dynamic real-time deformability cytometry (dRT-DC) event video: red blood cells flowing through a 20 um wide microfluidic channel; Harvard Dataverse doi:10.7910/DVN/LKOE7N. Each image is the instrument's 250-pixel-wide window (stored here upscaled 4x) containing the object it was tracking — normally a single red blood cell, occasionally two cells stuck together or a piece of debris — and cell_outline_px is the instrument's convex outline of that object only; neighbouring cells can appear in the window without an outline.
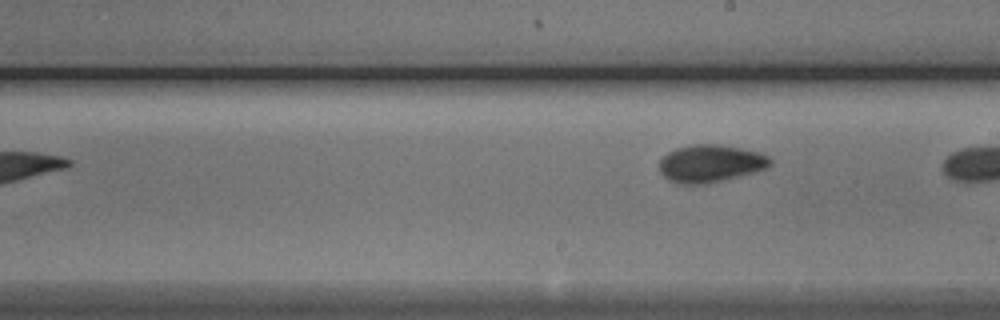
{"species": "Egyptian fruit bat (a non-hibernating species)", "species_latin": "Rousettus aegyptiacus", "temperature_condition": "cold", "stored_images_in_passage": 11, "camera_frame_rate_fps": 3000, "um_per_image_px": 0.085, "animal": {"sex": "male"}, "frame": {"image": 1, "passage_image": 11, "time_ms": 12.333, "image_size_px": [1000, 320], "cell_outline_px": [[772, 164], [768, 168], [720, 180], [700, 184], [684, 184], [672, 180], [664, 176], [660, 172], [660, 160], [668, 152], [676, 148], [692, 144], [716, 144], [740, 148], [760, 152], [768, 156], [772, 160]], "centroid_in_image_um": [60.4, 13.87], "position_along_channel_um": 228.6, "area_um2": 23.81}}